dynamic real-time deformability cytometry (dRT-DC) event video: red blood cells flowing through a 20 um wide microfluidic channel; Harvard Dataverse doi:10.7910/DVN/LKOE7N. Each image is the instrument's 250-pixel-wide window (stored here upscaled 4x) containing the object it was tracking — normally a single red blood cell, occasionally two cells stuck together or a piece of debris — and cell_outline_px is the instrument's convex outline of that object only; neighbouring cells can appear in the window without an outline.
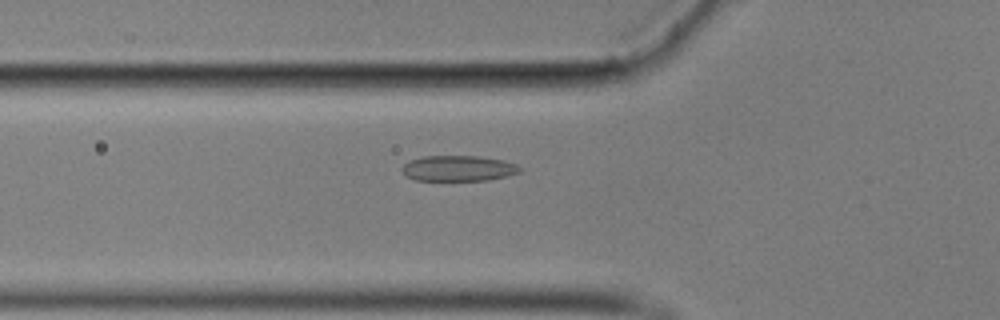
{"species": "common noctule bat (a hibernating species)", "species_latin": "Nyctalus noctula", "temperature_condition": "cold", "stored_images_in_passage": 41, "camera_frame_rate_fps": 3000, "um_per_image_px": 0.085, "animal": {"sex": "male", "body_mass_g": 17.9}, "frame": {"image": 1, "passage_image": 4, "time_ms": 1.0, "image_size_px": [1000, 320], "cell_outline_px": [[520, 172], [508, 176], [488, 180], [416, 180], [408, 176], [400, 168], [408, 160], [424, 156], [476, 156], [504, 160], [516, 164], [520, 168]], "centroid_in_image_um": [38.96, 14.3], "position_along_channel_um": 86.8, "area_um2": 17.51}}
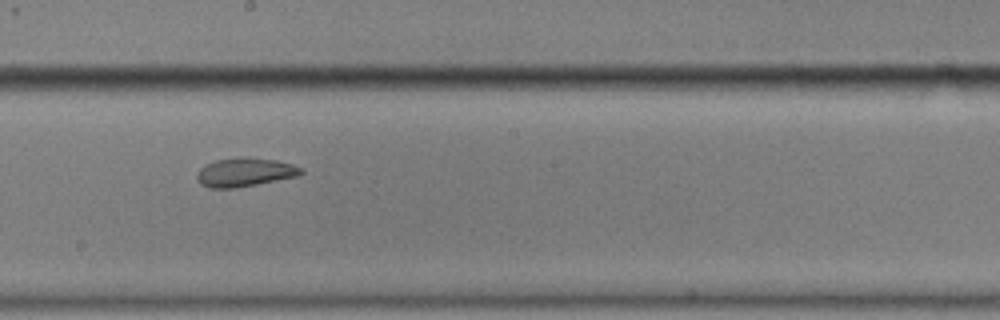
{"frame": {"image": 2, "passage_image": 16, "time_ms": 5.0, "image_size_px": [1000, 320], "cell_outline_px": [[304, 172], [296, 176], [236, 188], [208, 188], [200, 184], [196, 180], [196, 176], [200, 168], [204, 164], [216, 160], [276, 160], [292, 164], [304, 168]], "centroid_in_image_um": [20.77, 14.69], "position_along_channel_um": 227.4, "area_um2": 16.7}}
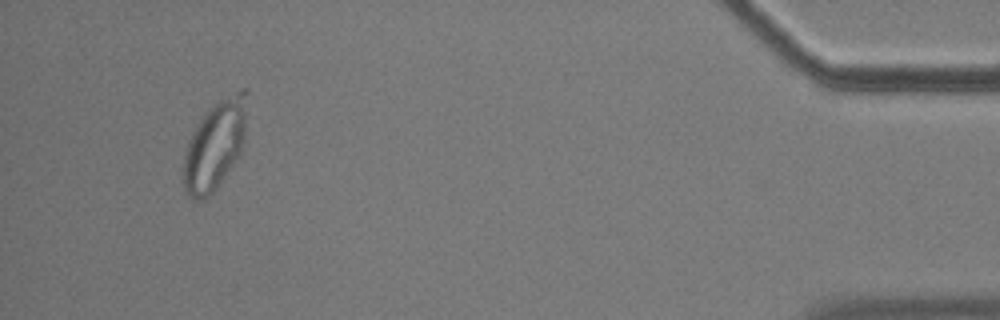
{"frame": {"image": 3, "passage_image": 38, "time_ms": 12.333, "image_size_px": [1000, 320], "cell_outline_px": [[248, 92], [244, 144], [240, 152], [232, 164], [212, 192], [208, 196], [200, 200], [192, 200], [188, 196], [184, 188], [180, 176], [184, 152], [188, 140], [192, 132], [200, 120], [212, 104], [240, 88], [248, 88]], "centroid_in_image_um": [18.24, 12.31], "position_along_channel_um": 417.0, "area_um2": 33.29}, "authors_computed_cell_mechanics": {"area_um2": 18.2648, "velocity_mm_per_s": 3.4995, "shape_relaxation_time_tau1_ms": null, "shape_relaxation_time_tau2_ms": 1.0801, "deformation_change_tau1": null, "deformation_change_tau2": 0.0515}}